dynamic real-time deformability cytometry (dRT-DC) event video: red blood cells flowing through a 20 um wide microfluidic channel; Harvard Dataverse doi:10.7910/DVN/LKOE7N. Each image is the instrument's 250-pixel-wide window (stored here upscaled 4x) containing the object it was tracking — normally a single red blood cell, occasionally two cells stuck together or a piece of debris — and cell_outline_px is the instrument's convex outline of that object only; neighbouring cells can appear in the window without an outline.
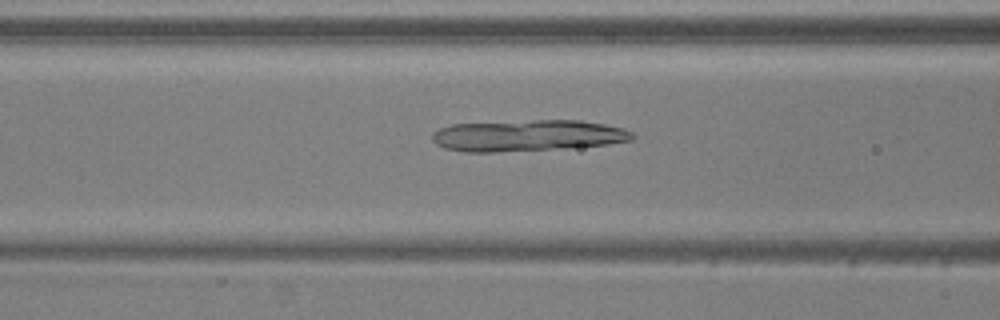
{"species": "common noctule bat (a hibernating species)", "species_latin": "Nyctalus noctula", "temperature_condition": "warm", "stored_images_in_passage": 47, "camera_frame_rate_fps": 3000, "um_per_image_px": 0.085, "animal": {"sex": "male", "body_mass_g": 20.5, "forearm_length_mm": 52.5}, "frame": {"image": 1, "passage_image": 15, "time_ms": 4.667, "image_size_px": [1000, 320], "cell_outline_px": [[636, 136], [632, 140], [608, 144], [564, 148], [496, 152], [464, 152], [444, 148], [436, 144], [432, 140], [432, 132], [440, 128], [452, 124], [536, 120], [580, 120], [604, 124], [624, 128], [632, 132]], "centroid_in_image_um": [44.85, 11.52], "position_along_channel_um": 121.8, "area_um2": 36.7}}
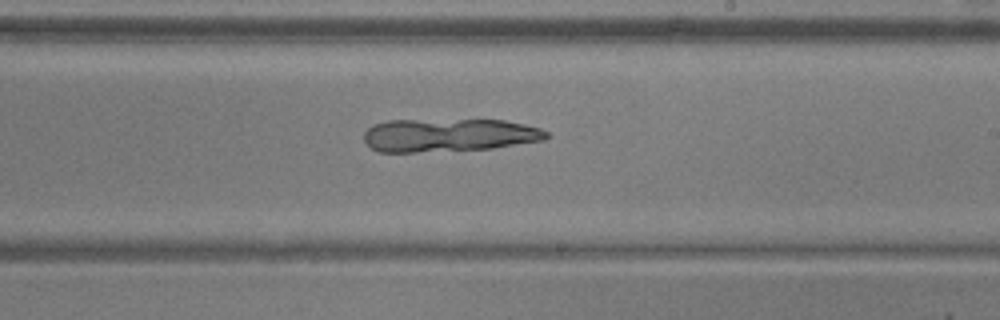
{"frame": {"image": 2, "passage_image": 25, "time_ms": 8.0, "image_size_px": [1000, 320], "cell_outline_px": [[552, 136], [544, 140], [492, 148], [416, 152], [376, 152], [364, 140], [364, 132], [372, 124], [388, 120], [504, 120], [524, 124], [540, 128], [548, 132]], "centroid_in_image_um": [38.15, 11.48], "position_along_channel_um": 250.9, "area_um2": 35.37}}
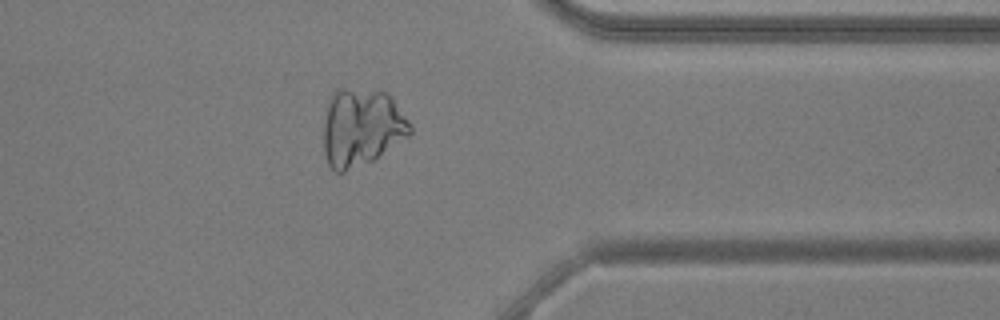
{"frame": {"image": 3, "passage_image": 36, "time_ms": 11.667, "image_size_px": [1000, 320], "cell_outline_px": [[412, 132], [408, 136], [372, 160], [344, 172], [336, 172], [328, 164], [324, 152], [324, 120], [328, 104], [332, 92], [336, 88], [344, 88], [384, 92], [392, 100], [408, 120], [412, 128]], "centroid_in_image_um": [30.69, 10.83], "position_along_channel_um": 380.7, "area_um2": 38.55}}